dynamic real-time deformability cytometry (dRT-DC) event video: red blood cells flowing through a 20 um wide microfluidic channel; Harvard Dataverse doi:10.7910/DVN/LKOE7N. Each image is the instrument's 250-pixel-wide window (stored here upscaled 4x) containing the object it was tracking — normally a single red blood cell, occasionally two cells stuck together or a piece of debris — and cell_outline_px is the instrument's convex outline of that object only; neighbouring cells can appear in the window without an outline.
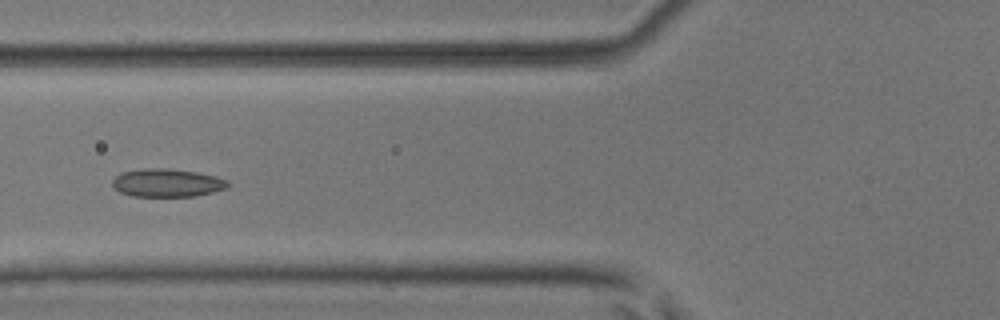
{"species": "common noctule bat (a hibernating species)", "species_latin": "Nyctalus noctula", "temperature_condition": "room temperature", "stored_images_in_passage": 6, "camera_frame_rate_fps": 3000, "um_per_image_px": 0.085, "animal": {"sex": "male", "body_mass_g": 17.9, "forearm_length_mm": 54.2}, "frame": {"image": 1, "passage_image": 6, "time_ms": 1.667, "image_size_px": [1000, 320], "cell_outline_px": [[228, 188], [196, 196], [132, 196], [120, 192], [112, 184], [112, 180], [120, 172], [144, 168], [168, 168], [196, 172], [216, 176], [228, 180]], "centroid_in_image_um": [14.2, 15.53], "position_along_channel_um": 111.6, "area_um2": 18.96}}